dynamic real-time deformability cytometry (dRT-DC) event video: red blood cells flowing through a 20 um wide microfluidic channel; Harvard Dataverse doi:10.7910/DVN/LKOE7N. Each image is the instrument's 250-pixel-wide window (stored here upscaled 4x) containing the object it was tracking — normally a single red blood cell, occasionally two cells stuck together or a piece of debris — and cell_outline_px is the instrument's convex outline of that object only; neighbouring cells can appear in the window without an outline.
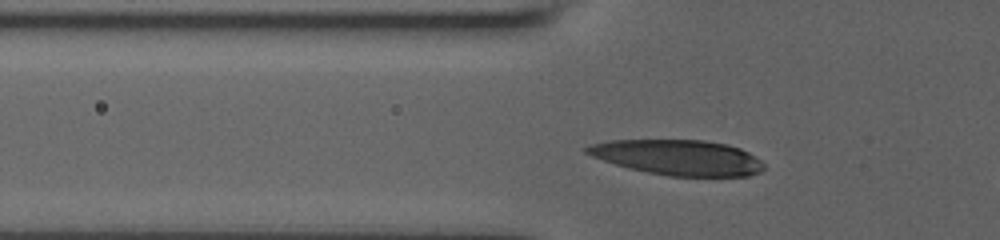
{"species": "human", "species_latin": "Homo sapiens", "temperature_condition": "room temperature", "stored_images_in_passage": 35, "camera_frame_rate_fps": 3000, "um_per_image_px": 0.085, "donor": {"sex": "male"}, "frame": {"image": 1, "passage_image": 8, "time_ms": 2.333, "image_size_px": [1000, 240], "cell_outline_px": [[764, 168], [760, 172], [748, 176], [668, 176], [628, 168], [592, 156], [584, 152], [584, 148], [592, 144], [612, 140], [704, 140], [728, 144], [740, 148], [756, 156], [764, 164]], "centroid_in_image_um": [57.67, 13.38], "position_along_channel_um": 68.1, "area_um2": 36.36}}
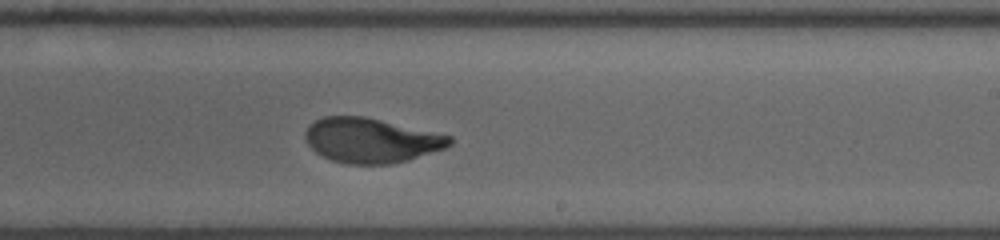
{"frame": {"image": 2, "passage_image": 23, "time_ms": 7.333, "image_size_px": [1000, 240], "cell_outline_px": [[452, 144], [444, 148], [408, 160], [392, 164], [348, 164], [332, 160], [316, 152], [308, 144], [304, 136], [304, 132], [308, 124], [324, 116], [364, 116], [452, 136]], "centroid_in_image_um": [31.52, 11.93], "position_along_channel_um": 257.5, "area_um2": 37.51}}
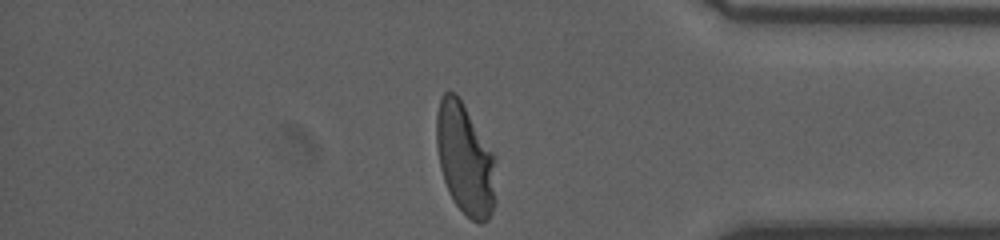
{"frame": {"image": 3, "passage_image": 35, "time_ms": 11.333, "image_size_px": [1000, 240], "cell_outline_px": [[496, 200], [492, 212], [488, 220], [480, 224], [472, 220], [452, 200], [448, 192], [440, 168], [436, 144], [436, 112], [440, 100], [444, 92], [456, 92], [496, 156]], "centroid_in_image_um": [39.56, 13.55], "position_along_channel_um": 395.6, "area_um2": 39.13}, "authors_computed_cell_mechanics": {"area_um2": 38.0324, "velocity_mm_per_s": 3.8745, "shape_relaxation_time_tau1_ms": 4.6758, "shape_relaxation_time_tau2_ms": 0.726, "deformation_change_tau1": 0.2198, "deformation_change_tau2": 0.0579}}